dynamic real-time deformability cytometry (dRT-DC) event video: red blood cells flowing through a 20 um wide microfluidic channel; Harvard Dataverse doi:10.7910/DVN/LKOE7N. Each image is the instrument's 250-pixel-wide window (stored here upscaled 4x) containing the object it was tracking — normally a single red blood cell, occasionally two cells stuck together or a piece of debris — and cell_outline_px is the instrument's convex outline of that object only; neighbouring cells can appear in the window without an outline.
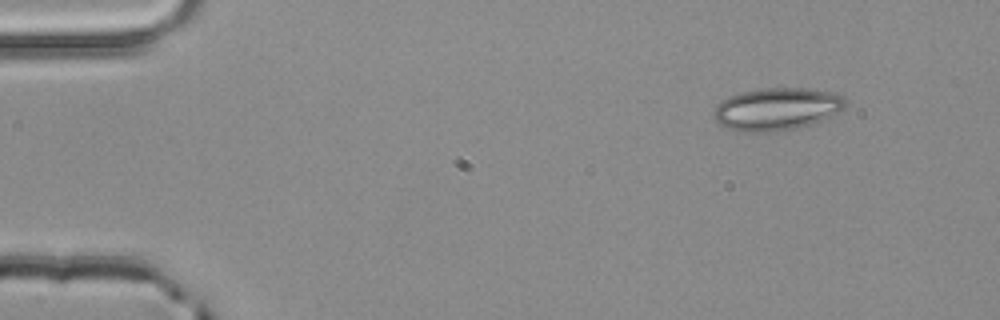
{"species": "common noctule bat (a hibernating species)", "species_latin": "Nyctalus noctula", "temperature_condition": "room temperature", "stored_images_in_passage": 3, "camera_frame_rate_fps": 3000, "um_per_image_px": 0.085, "animal": {"sex": "male", "body_mass_g": 20.4}, "frame": {"image": 1, "passage_image": 1, "time_ms": 0.0, "image_size_px": [1000, 320], "cell_outline_px": [[848, 104], [844, 108], [812, 124], [796, 128], [776, 132], [748, 132], [728, 128], [720, 124], [712, 116], [712, 112], [716, 104], [728, 96], [740, 92], [764, 88], [804, 88], [828, 92], [844, 96], [848, 100]], "centroid_in_image_um": [65.99, 9.26], "position_along_channel_um": 19.0, "area_um2": 32.66}}